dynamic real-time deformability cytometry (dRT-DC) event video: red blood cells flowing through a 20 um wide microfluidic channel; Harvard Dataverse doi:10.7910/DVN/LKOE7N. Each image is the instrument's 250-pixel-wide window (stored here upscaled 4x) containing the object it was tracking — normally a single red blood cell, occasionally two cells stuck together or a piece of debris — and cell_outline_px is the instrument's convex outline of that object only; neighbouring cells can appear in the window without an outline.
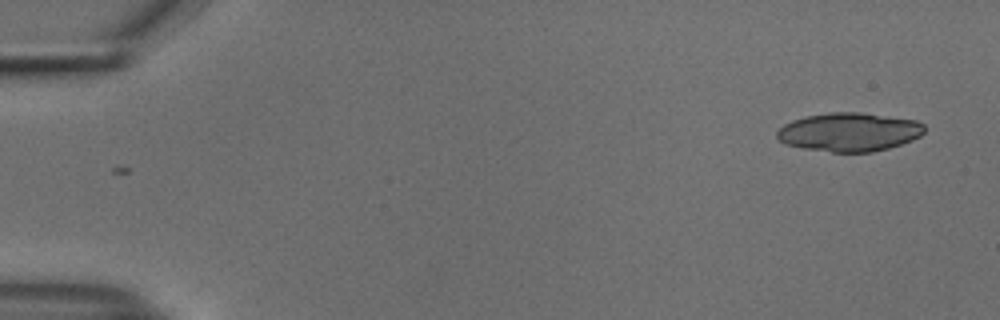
{"species": "common noctule bat (a hibernating species)", "species_latin": "Nyctalus noctula", "temperature_condition": "cold", "stored_images_in_passage": 52, "segment_of_instrument_passage": [1, 2], "camera_frame_rate_fps": 3000, "um_per_image_px": 0.085, "animal": {"sex": "male", "body_mass_g": 18.8}, "frame": {"image": 1, "passage_image": 1, "time_ms": 0.0, "image_size_px": [1000, 320], "cell_outline_px": [[924, 132], [920, 136], [912, 140], [888, 148], [872, 152], [832, 152], [804, 148], [784, 144], [776, 136], [776, 132], [784, 124], [792, 120], [804, 116], [828, 112], [860, 112], [916, 120], [924, 124]], "centroid_in_image_um": [72.17, 11.21], "position_along_channel_um": 12.8, "area_um2": 33.29}}